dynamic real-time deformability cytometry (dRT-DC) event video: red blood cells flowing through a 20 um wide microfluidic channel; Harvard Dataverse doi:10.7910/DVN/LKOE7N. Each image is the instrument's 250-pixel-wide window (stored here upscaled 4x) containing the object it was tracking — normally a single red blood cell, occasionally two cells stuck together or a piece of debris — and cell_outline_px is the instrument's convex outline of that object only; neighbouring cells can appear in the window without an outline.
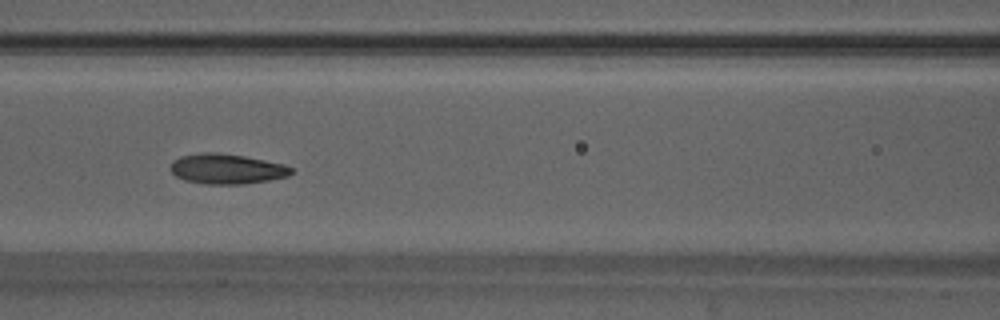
{"species": "Egyptian fruit bat (a non-hibernating species)", "species_latin": "Rousettus aegyptiacus", "temperature_condition": "warm", "stored_images_in_passage": 50, "camera_frame_rate_fps": 3000, "um_per_image_px": 0.085, "animal": {"sex": "male"}, "frame": {"image": 1, "passage_image": 22, "time_ms": 7.0, "image_size_px": [1000, 320], "cell_outline_px": [[292, 172], [288, 176], [268, 180], [244, 184], [204, 184], [184, 180], [176, 176], [172, 172], [172, 160], [180, 156], [204, 152], [216, 152], [244, 156], [284, 164], [292, 168]], "centroid_in_image_um": [19.26, 14.35], "position_along_channel_um": 147.3, "area_um2": 21.1}}
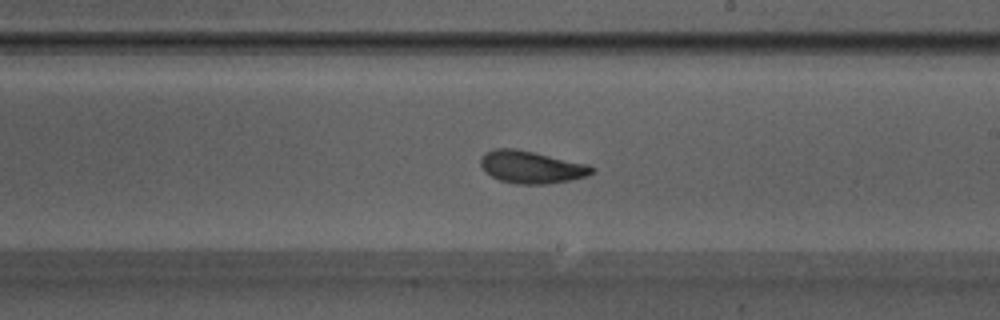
{"frame": {"image": 2, "passage_image": 29, "time_ms": 9.333, "image_size_px": [1000, 320], "cell_outline_px": [[596, 168], [588, 176], [548, 184], [516, 184], [500, 180], [492, 176], [480, 164], [480, 156], [484, 152], [496, 148], [516, 148], [588, 164]], "centroid_in_image_um": [45.16, 14.19], "position_along_channel_um": 243.8, "area_um2": 20.98}}